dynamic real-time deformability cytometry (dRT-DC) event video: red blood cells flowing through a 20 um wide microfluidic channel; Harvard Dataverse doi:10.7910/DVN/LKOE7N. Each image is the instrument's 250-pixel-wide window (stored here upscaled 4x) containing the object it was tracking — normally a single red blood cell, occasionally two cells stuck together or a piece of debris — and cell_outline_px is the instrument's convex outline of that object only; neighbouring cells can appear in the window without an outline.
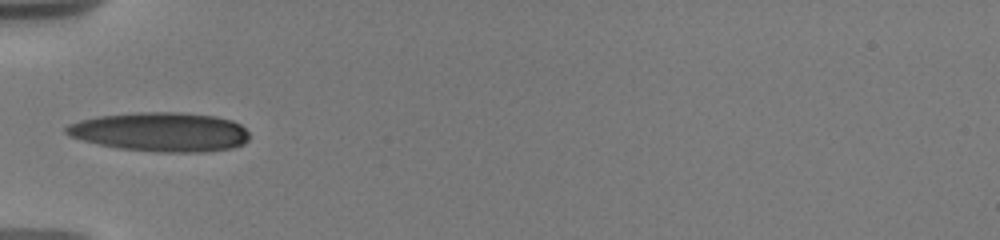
{"species": "human", "species_latin": "Homo sapiens", "temperature_condition": "warm", "stored_images_in_passage": 4, "camera_frame_rate_fps": 3000, "um_per_image_px": 0.085, "donor": {"sex": "male"}, "frame": {"image": 1, "passage_image": 1, "time_ms": 0.0, "image_size_px": [1000, 240], "cell_outline_px": [[248, 140], [244, 144], [232, 148], [208, 152], [156, 152], [116, 148], [68, 136], [64, 132], [64, 128], [68, 124], [80, 120], [96, 116], [136, 112], [180, 112], [216, 116], [232, 120], [240, 124], [248, 132]], "centroid_in_image_um": [13.64, 11.21], "position_along_channel_um": 71.4, "area_um2": 42.19}}